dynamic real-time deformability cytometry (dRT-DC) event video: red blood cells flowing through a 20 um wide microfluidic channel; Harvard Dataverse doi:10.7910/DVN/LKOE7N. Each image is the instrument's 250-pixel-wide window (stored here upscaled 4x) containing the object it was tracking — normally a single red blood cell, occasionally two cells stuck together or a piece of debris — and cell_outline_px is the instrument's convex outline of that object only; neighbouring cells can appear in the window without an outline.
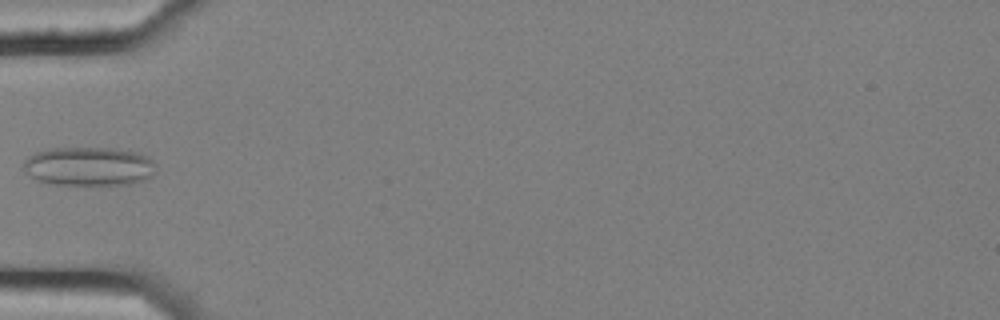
{"species": "common noctule bat (a hibernating species)", "species_latin": "Nyctalus noctula", "temperature_condition": "cold", "stored_images_in_passage": 2, "camera_frame_rate_fps": 3000, "um_per_image_px": 0.085, "animal": {"sex": "female", "body_mass_g": 25.1}, "frame": {"image": 1, "passage_image": 2, "time_ms": 0.333, "image_size_px": [1000, 320], "cell_outline_px": [[156, 172], [148, 180], [132, 184], [56, 184], [40, 180], [24, 172], [24, 160], [28, 156], [36, 152], [48, 148], [116, 148], [140, 152], [148, 156], [156, 164]], "centroid_in_image_um": [7.64, 14.12], "position_along_channel_um": 77.4, "area_um2": 30.29}}